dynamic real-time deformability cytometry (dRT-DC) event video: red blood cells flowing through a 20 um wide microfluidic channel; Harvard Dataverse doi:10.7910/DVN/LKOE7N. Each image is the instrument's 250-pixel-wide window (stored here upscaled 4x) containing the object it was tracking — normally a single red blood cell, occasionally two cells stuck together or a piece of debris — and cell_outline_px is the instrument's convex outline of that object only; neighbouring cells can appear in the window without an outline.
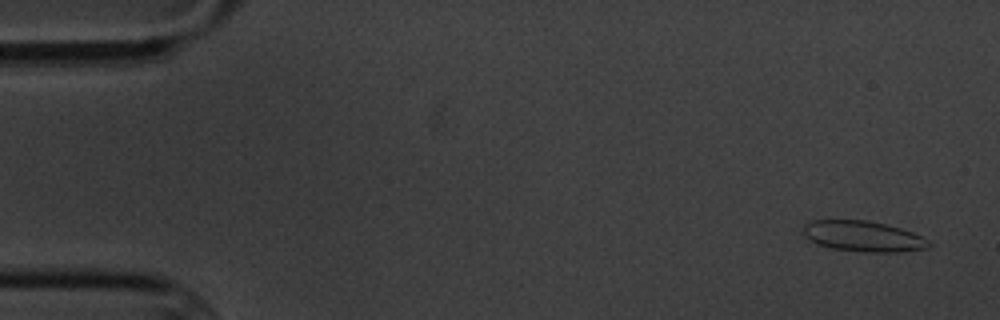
{"species": "common noctule bat (a hibernating species)", "species_latin": "Nyctalus noctula", "temperature_condition": "cold", "stored_images_in_passage": 5, "camera_frame_rate_fps": 3000, "um_per_image_px": 0.085, "animal": {"sex": "male", "body_mass_g": 20.1, "forearm_length_mm": 53.5}, "frame": {"image": 1, "passage_image": 1, "time_ms": 0.0, "image_size_px": [1000, 320], "cell_outline_px": [[932, 244], [928, 248], [900, 252], [864, 252], [832, 248], [816, 244], [804, 236], [804, 224], [812, 220], [868, 220], [900, 228], [912, 232], [928, 240]], "centroid_in_image_um": [73.36, 20.09], "position_along_channel_um": 11.6, "area_um2": 22.43}}